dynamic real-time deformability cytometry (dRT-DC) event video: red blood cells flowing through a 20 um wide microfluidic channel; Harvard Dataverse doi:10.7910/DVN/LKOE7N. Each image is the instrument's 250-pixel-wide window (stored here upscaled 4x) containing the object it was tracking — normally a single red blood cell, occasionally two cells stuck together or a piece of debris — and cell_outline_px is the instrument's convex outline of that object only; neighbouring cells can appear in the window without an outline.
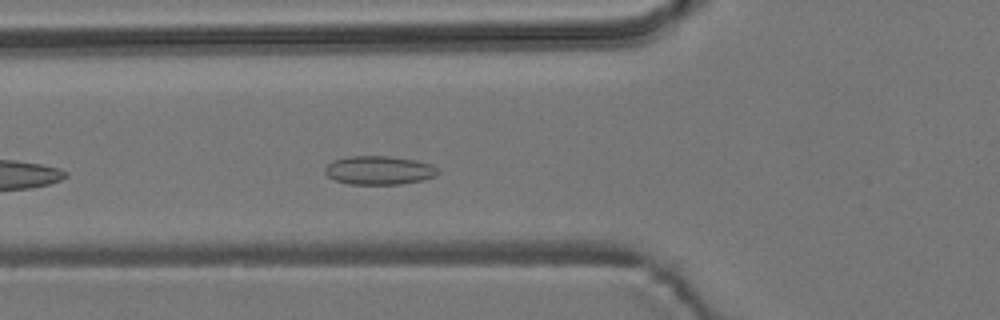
{"species": "common noctule bat (a hibernating species)", "species_latin": "Nyctalus noctula", "temperature_condition": "room temperature", "stored_images_in_passage": 5, "camera_frame_rate_fps": 3000, "um_per_image_px": 0.085, "animal": {"sex": "male", "body_mass_g": 19.2, "forearm_length_mm": 51.8}, "frame": {"image": 1, "passage_image": 5, "time_ms": 1.333, "image_size_px": [1000, 320], "cell_outline_px": [[440, 172], [436, 176], [420, 180], [400, 184], [348, 184], [336, 180], [328, 176], [324, 172], [324, 168], [332, 160], [348, 156], [388, 156], [416, 160], [432, 164], [440, 168]], "centroid_in_image_um": [32.24, 14.46], "position_along_channel_um": 93.6, "area_um2": 19.02}}